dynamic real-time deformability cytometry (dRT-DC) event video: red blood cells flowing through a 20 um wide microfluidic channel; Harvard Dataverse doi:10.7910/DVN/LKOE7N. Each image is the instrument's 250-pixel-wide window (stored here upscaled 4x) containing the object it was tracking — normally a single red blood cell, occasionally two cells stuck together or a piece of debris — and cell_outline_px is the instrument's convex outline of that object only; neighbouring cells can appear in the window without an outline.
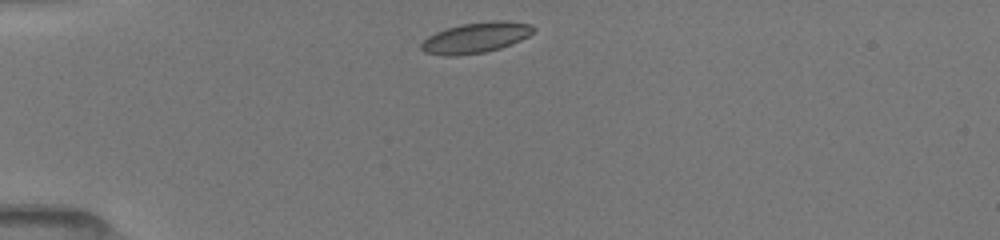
{"species": "common noctule bat (a hibernating species)", "species_latin": "Nyctalus noctula", "temperature_condition": "room temperature", "stored_images_in_passage": 18, "camera_frame_rate_fps": 3000, "um_per_image_px": 0.085, "animal": {"sex": "female", "body_mass_g": 19.5, "forearm_length_mm": 54.1}, "frame": {"image": 1, "passage_image": 1, "time_ms": 0.0, "image_size_px": [1000, 240], "cell_outline_px": [[536, 28], [528, 36], [520, 40], [500, 48], [484, 52], [456, 56], [444, 56], [424, 52], [420, 48], [420, 44], [428, 36], [436, 32], [460, 24], [492, 20], [504, 20], [532, 24]], "centroid_in_image_um": [40.43, 3.19], "position_along_channel_um": 44.6, "area_um2": 20.06}}
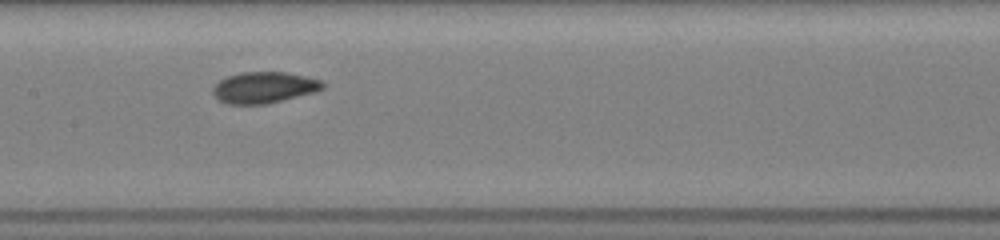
{"frame": {"image": 2, "passage_image": 10, "time_ms": 4.333, "image_size_px": [1000, 240], "cell_outline_px": [[324, 88], [316, 92], [268, 104], [228, 104], [220, 100], [212, 92], [212, 88], [220, 80], [228, 76], [240, 72], [288, 72], [320, 80], [324, 84]], "centroid_in_image_um": [22.46, 7.44], "position_along_channel_um": 184.9, "area_um2": 20.0}}
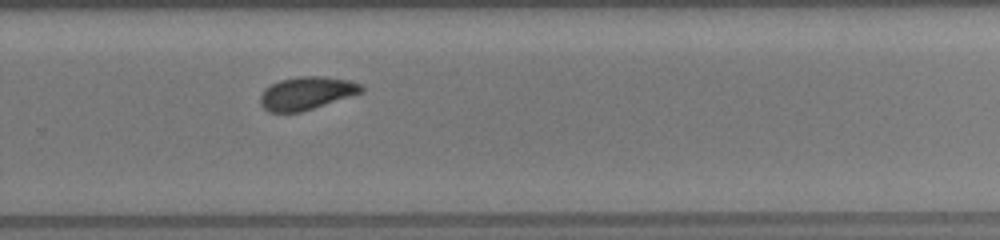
{"frame": {"image": 3, "passage_image": 18, "time_ms": 7.333, "image_size_px": [1000, 240], "cell_outline_px": [[364, 92], [300, 112], [268, 112], [260, 104], [260, 96], [264, 88], [280, 80], [296, 76], [324, 76], [348, 80], [360, 84], [364, 88]], "centroid_in_image_um": [26.04, 7.91], "position_along_channel_um": 303.8, "area_um2": 19.42}}